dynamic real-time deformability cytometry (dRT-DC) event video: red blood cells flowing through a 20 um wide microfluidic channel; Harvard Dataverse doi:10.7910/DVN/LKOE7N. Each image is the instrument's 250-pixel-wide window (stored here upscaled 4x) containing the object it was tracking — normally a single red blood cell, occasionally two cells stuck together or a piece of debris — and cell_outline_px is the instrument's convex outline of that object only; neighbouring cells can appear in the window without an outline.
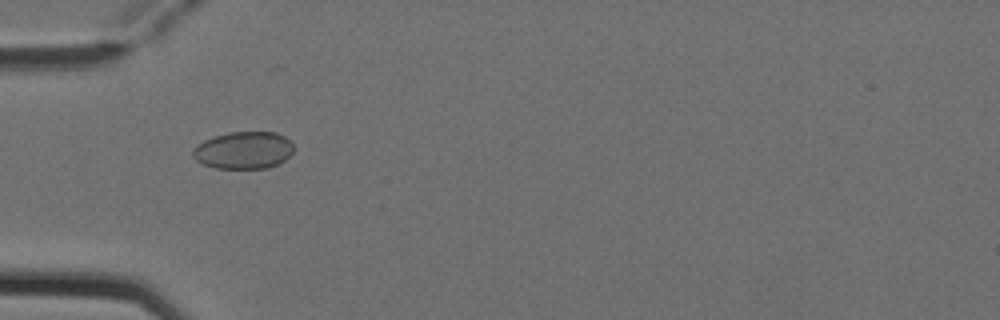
{"species": "Egyptian fruit bat (a non-hibernating species)", "species_latin": "Rousettus aegyptiacus", "temperature_condition": "cold", "stored_images_in_passage": 6, "camera_frame_rate_fps": 3000, "um_per_image_px": 0.085, "animal": {"sex": "female"}, "frame": {"image": 1, "passage_image": 5, "time_ms": 1.333, "image_size_px": [1000, 320], "cell_outline_px": [[292, 152], [284, 160], [268, 168], [216, 168], [204, 164], [196, 160], [192, 156], [192, 152], [204, 140], [228, 132], [276, 132], [292, 140]], "centroid_in_image_um": [20.73, 12.76], "position_along_channel_um": 64.3, "area_um2": 21.68}}
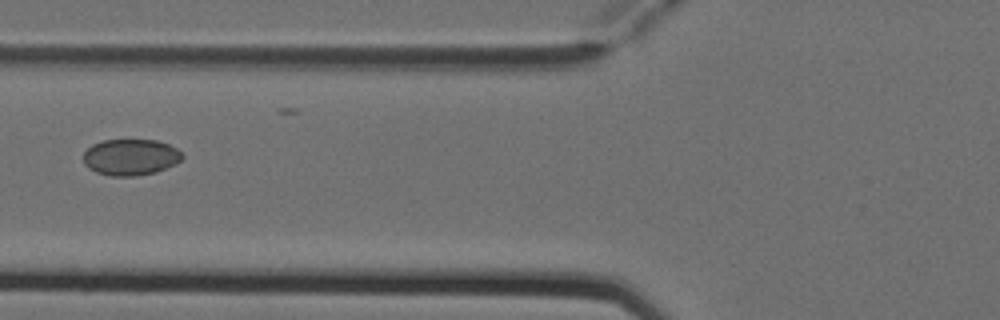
{"frame": {"image": 2, "passage_image": 6, "time_ms": 1.667, "image_size_px": [1000, 320], "cell_outline_px": [[184, 156], [176, 164], [156, 172], [136, 176], [112, 176], [96, 172], [88, 168], [84, 164], [84, 152], [92, 144], [104, 140], [156, 140], [168, 144], [176, 148]], "centroid_in_image_um": [11.1, 13.36], "position_along_channel_um": 114.7, "area_um2": 20.92}}